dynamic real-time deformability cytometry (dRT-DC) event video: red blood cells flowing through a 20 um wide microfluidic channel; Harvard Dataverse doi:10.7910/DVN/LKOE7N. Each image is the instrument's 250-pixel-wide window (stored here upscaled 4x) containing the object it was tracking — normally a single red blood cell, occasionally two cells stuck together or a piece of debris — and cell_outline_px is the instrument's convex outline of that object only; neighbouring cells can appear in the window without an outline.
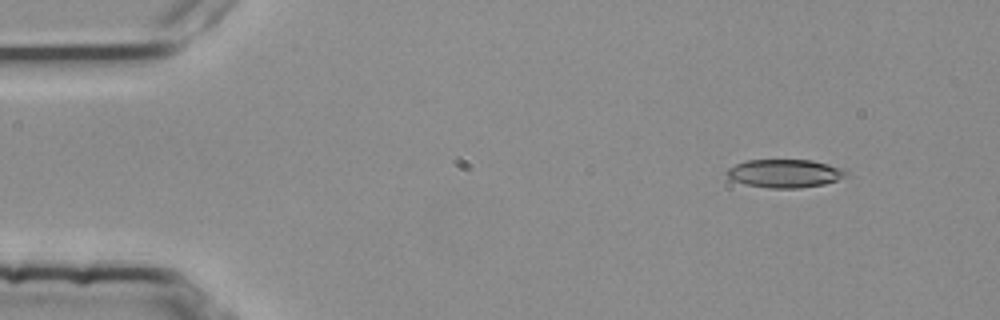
{"species": "common noctule bat (a hibernating species)", "species_latin": "Nyctalus noctula", "temperature_condition": "room temperature", "stored_images_in_passage": 4, "camera_frame_rate_fps": 3000, "um_per_image_px": 0.085, "animal": {"sex": "female", "body_mass_g": 25.1}, "frame": {"image": 1, "passage_image": 1, "time_ms": 0.0, "image_size_px": [1000, 320], "cell_outline_px": [[848, 172], [844, 176], [836, 180], [824, 184], [800, 188], [768, 188], [748, 184], [732, 180], [724, 172], [728, 168], [736, 164], [748, 160], [812, 160], [840, 168]], "centroid_in_image_um": [66.67, 14.74], "position_along_channel_um": 18.3, "area_um2": 19.36}}
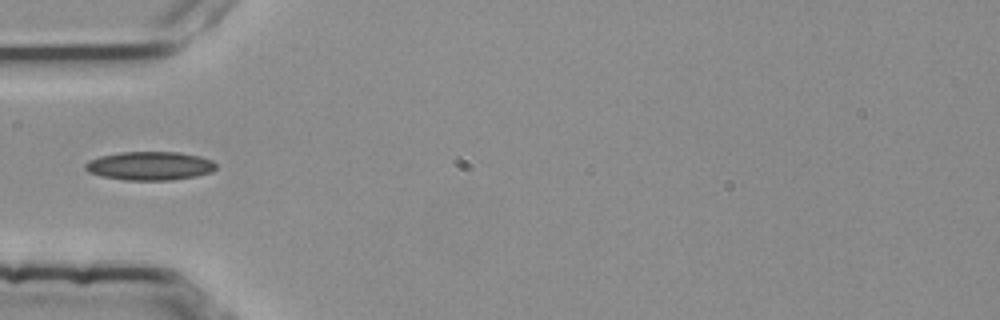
{"frame": {"image": 2, "passage_image": 4, "time_ms": 1.0, "image_size_px": [1000, 320], "cell_outline_px": [[216, 168], [212, 172], [196, 176], [172, 180], [124, 180], [100, 176], [88, 172], [84, 168], [84, 164], [88, 160], [100, 156], [120, 152], [176, 152], [200, 156], [212, 160], [216, 164]], "centroid_in_image_um": [12.71, 14.1], "position_along_channel_um": 72.3, "area_um2": 21.96}}